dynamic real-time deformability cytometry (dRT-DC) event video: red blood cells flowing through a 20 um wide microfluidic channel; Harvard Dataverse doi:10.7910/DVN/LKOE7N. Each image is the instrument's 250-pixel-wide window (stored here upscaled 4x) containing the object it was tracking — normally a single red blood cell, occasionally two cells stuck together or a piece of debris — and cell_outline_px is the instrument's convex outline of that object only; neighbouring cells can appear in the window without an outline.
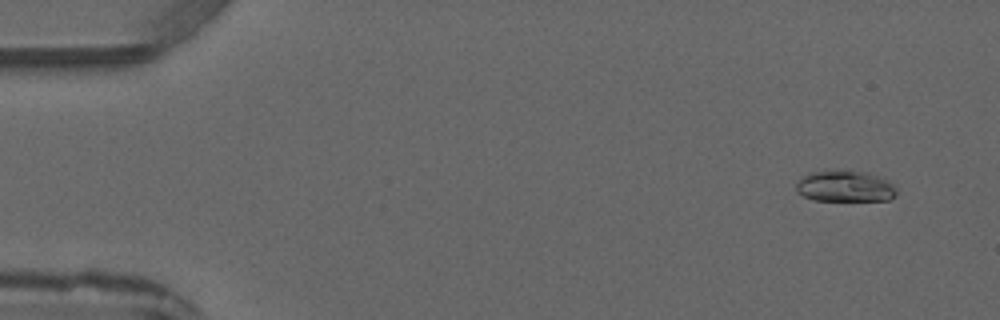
{"species": "common noctule bat (a hibernating species)", "species_latin": "Nyctalus noctula", "temperature_condition": "warm", "stored_images_in_passage": 5, "camera_frame_rate_fps": 3000, "um_per_image_px": 0.085, "animal": {"sex": "male", "forearm_length_mm": 52.5}, "frame": {"image": 1, "passage_image": 1, "time_ms": 0.0, "image_size_px": [1000, 320], "cell_outline_px": [[896, 196], [888, 200], [816, 200], [804, 196], [796, 192], [796, 184], [808, 172], [840, 168], [848, 168], [872, 172], [888, 180], [896, 188]], "centroid_in_image_um": [71.85, 15.78], "position_along_channel_um": 13.1, "area_um2": 18.96}}
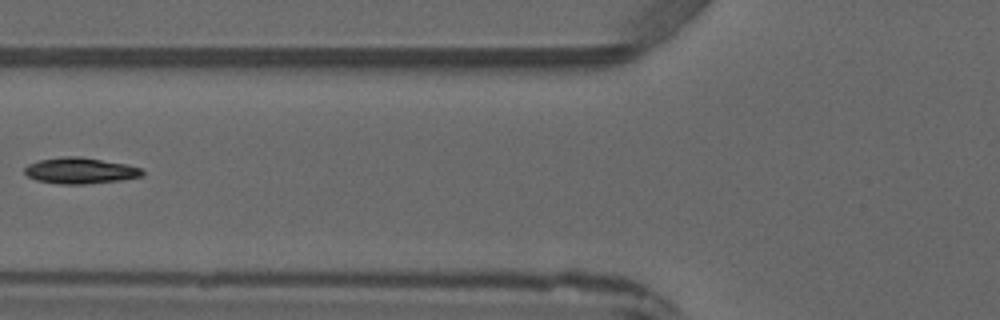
{"frame": {"image": 2, "passage_image": 5, "time_ms": 5.0, "image_size_px": [1000, 320], "cell_outline_px": [[144, 172], [140, 176], [120, 180], [88, 184], [60, 184], [36, 180], [28, 176], [24, 172], [24, 168], [28, 164], [40, 160], [64, 156], [80, 156], [128, 164], [140, 168]], "centroid_in_image_um": [6.8, 14.5], "position_along_channel_um": 119.0, "area_um2": 17.86}}